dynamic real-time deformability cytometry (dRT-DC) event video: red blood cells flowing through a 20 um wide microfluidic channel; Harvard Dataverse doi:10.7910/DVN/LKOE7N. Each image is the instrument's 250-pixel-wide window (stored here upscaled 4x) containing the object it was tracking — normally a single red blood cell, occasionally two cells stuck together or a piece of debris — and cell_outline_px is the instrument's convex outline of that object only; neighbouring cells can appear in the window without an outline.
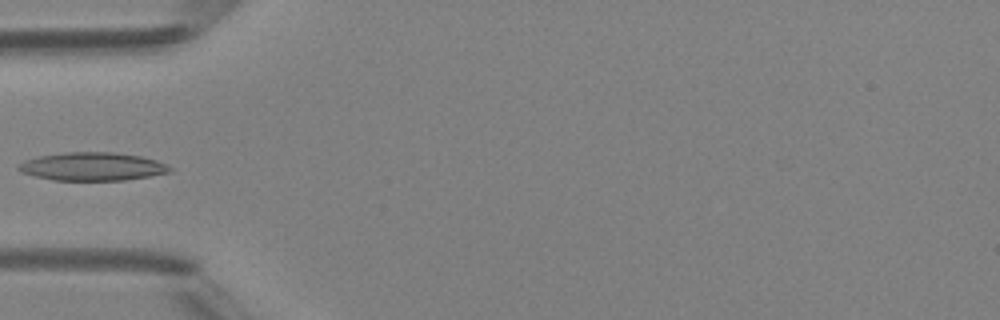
{"species": "Egyptian fruit bat (a non-hibernating species)", "species_latin": "Rousettus aegyptiacus", "temperature_condition": "room temperature", "stored_images_in_passage": 4, "camera_frame_rate_fps": 3000, "um_per_image_px": 0.085, "animal": {"sex": "female"}, "frame": {"image": 1, "passage_image": 4, "time_ms": 3.333, "image_size_px": [1000, 320], "cell_outline_px": [[172, 172], [124, 180], [52, 180], [32, 176], [20, 172], [16, 168], [24, 160], [36, 156], [64, 152], [116, 152], [140, 156], [156, 160], [168, 164], [172, 168]], "centroid_in_image_um": [7.83, 14.15], "position_along_channel_um": 77.2, "area_um2": 25.14}}